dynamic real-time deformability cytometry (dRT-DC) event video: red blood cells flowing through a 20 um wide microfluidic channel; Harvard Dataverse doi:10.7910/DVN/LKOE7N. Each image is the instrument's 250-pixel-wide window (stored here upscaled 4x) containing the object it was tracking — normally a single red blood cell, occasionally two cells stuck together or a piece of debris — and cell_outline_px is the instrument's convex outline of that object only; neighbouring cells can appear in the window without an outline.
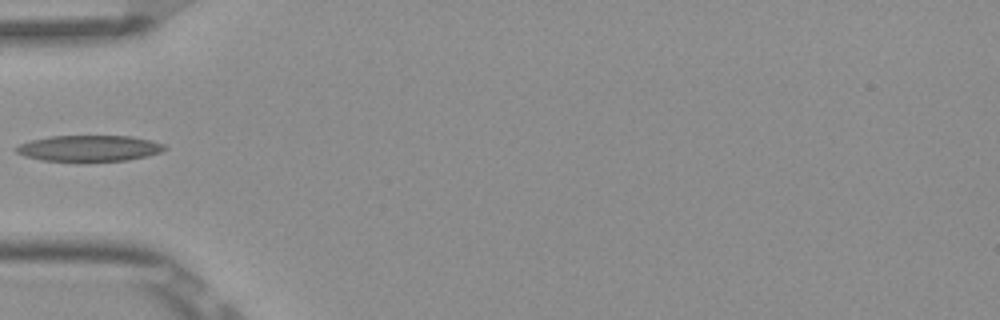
{"species": "Egyptian fruit bat (a non-hibernating species)", "species_latin": "Rousettus aegyptiacus", "temperature_condition": "room temperature", "stored_images_in_passage": 3, "camera_frame_rate_fps": 3000, "um_per_image_px": 0.085, "frame": {"image": 1, "passage_image": 2, "time_ms": 0.333, "image_size_px": [1000, 320], "cell_outline_px": [[168, 148], [160, 152], [148, 156], [128, 160], [80, 164], [40, 160], [24, 156], [16, 152], [12, 148], [20, 144], [32, 140], [52, 136], [128, 136], [152, 140], [164, 144]], "centroid_in_image_um": [7.56, 12.65], "position_along_channel_um": 77.4, "area_um2": 23.52}}
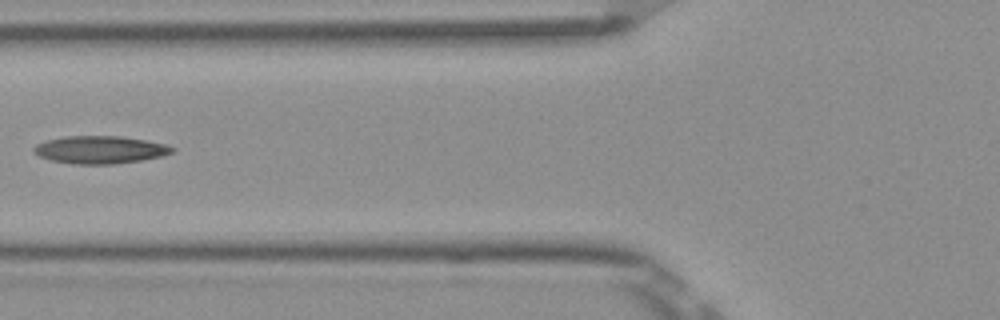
{"frame": {"image": 2, "passage_image": 3, "time_ms": 0.667, "image_size_px": [1000, 320], "cell_outline_px": [[176, 148], [172, 152], [160, 156], [140, 160], [112, 164], [76, 164], [52, 160], [40, 156], [32, 152], [32, 148], [36, 144], [48, 140], [64, 136], [124, 136], [164, 144]], "centroid_in_image_um": [8.47, 12.72], "position_along_channel_um": 117.3, "area_um2": 22.08}}